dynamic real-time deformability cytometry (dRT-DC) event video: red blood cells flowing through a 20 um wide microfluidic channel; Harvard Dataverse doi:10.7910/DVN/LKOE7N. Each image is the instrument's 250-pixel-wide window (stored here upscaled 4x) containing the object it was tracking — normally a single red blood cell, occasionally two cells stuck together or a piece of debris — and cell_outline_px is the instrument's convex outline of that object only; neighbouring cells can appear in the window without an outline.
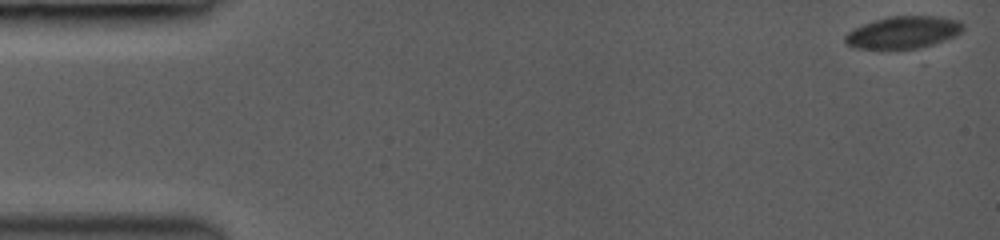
{"species": "common noctule bat (a hibernating species)", "species_latin": "Nyctalus noctula", "temperature_condition": "room temperature", "stored_images_in_passage": 9, "camera_frame_rate_fps": 3000, "um_per_image_px": 0.085, "animal": {"sex": "female", "body_mass_g": 19.0, "forearm_length_mm": 53.3}, "frame": {"image": 1, "passage_image": 1, "time_ms": 0.0, "image_size_px": [1000, 240], "cell_outline_px": [[964, 28], [956, 36], [924, 48], [852, 48], [844, 40], [844, 36], [848, 32], [864, 24], [888, 16], [940, 16], [960, 20], [964, 24]], "centroid_in_image_um": [76.84, 2.74], "position_along_channel_um": 8.2, "area_um2": 22.14}}
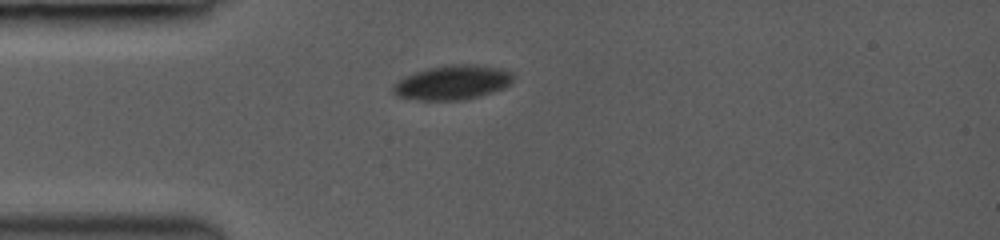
{"frame": {"image": 2, "passage_image": 6, "time_ms": 4.333, "image_size_px": [1000, 240], "cell_outline_px": [[516, 76], [504, 88], [480, 96], [464, 100], [420, 100], [396, 96], [392, 92], [392, 84], [404, 76], [428, 68], [452, 64], [472, 64], [500, 68], [512, 72]], "centroid_in_image_um": [38.45, 7.01], "position_along_channel_um": 46.6, "area_um2": 24.22}}
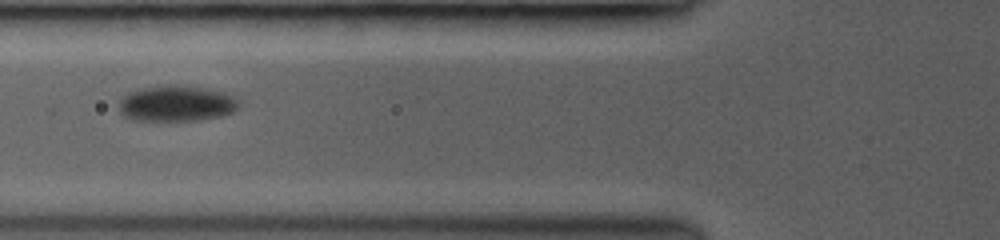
{"frame": {"image": 3, "passage_image": 8, "time_ms": 6.333, "image_size_px": [1000, 240], "cell_outline_px": [[240, 104], [232, 112], [220, 116], [200, 120], [132, 120], [124, 116], [120, 112], [120, 100], [128, 92], [136, 88], [164, 84], [180, 84], [204, 88], [236, 96], [240, 100]], "centroid_in_image_um": [14.98, 8.77], "position_along_channel_um": 110.8, "area_um2": 25.37}}